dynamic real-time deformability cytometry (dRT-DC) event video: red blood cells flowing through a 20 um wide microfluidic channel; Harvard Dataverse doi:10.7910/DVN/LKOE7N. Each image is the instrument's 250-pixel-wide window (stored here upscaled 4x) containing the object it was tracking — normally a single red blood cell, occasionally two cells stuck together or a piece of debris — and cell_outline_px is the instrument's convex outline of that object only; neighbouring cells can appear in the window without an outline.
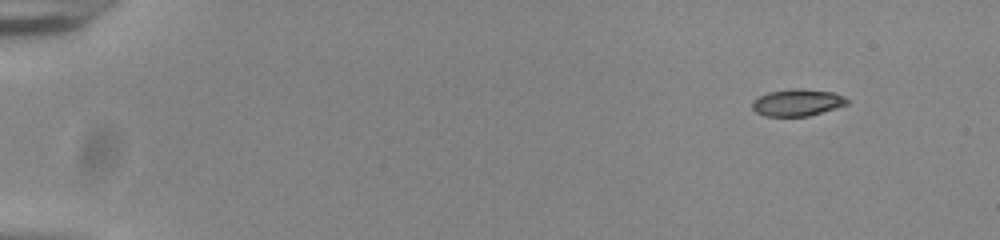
{"species": "common noctule bat (a hibernating species)", "species_latin": "Nyctalus noctula", "temperature_condition": "room temperature", "stored_images_in_passage": 50, "camera_frame_rate_fps": 3000, "um_per_image_px": 0.085, "animal": {"sex": "male", "body_mass_g": 20.0, "forearm_length_mm": 53.3}, "frame": {"image": 1, "passage_image": 1, "time_ms": 0.0, "image_size_px": [1000, 240], "cell_outline_px": [[848, 104], [836, 108], [808, 116], [764, 116], [756, 112], [752, 108], [752, 100], [768, 92], [792, 88], [800, 88], [832, 92], [844, 96], [848, 100]], "centroid_in_image_um": [67.76, 8.71], "position_along_channel_um": 17.2, "area_um2": 14.91}}
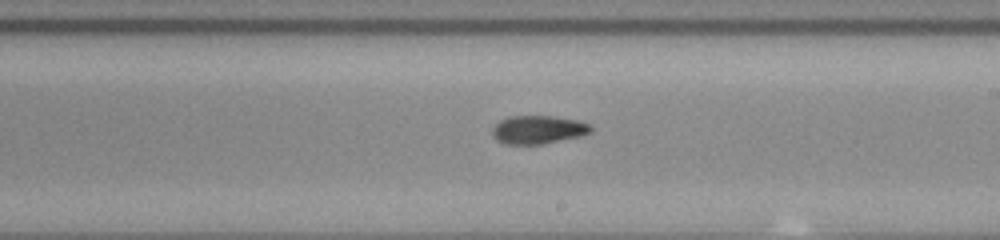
{"frame": {"image": 2, "passage_image": 29, "time_ms": 9.333, "image_size_px": [1000, 240], "cell_outline_px": [[592, 132], [580, 136], [544, 144], [504, 144], [496, 140], [492, 136], [492, 128], [500, 120], [508, 116], [552, 116], [576, 120], [592, 124]], "centroid_in_image_um": [45.73, 11.02], "position_along_channel_um": 243.3, "area_um2": 16.42}}
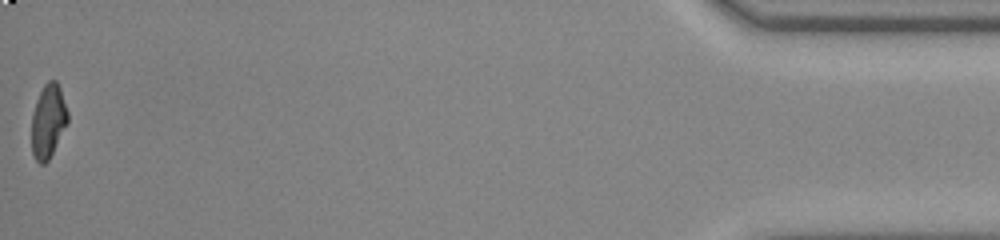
{"frame": {"image": 3, "passage_image": 50, "time_ms": 16.333, "image_size_px": [1000, 240], "cell_outline_px": [[68, 124], [48, 160], [44, 164], [40, 164], [36, 160], [32, 152], [32, 116], [36, 100], [44, 84], [48, 80], [56, 80], [60, 88], [68, 112]], "centroid_in_image_um": [4.1, 10.29], "position_along_channel_um": 431.1, "area_um2": 15.49}, "authors_computed_cell_mechanics": {"area_um2": 15.9817, "velocity_mm_per_s": 3.8902, "shape_relaxation_time_tau1_ms": 5.1152, "shape_relaxation_time_tau2_ms": 2.8716, "deformation_change_tau1": 0.1662, "deformation_change_tau2": 0.094}}